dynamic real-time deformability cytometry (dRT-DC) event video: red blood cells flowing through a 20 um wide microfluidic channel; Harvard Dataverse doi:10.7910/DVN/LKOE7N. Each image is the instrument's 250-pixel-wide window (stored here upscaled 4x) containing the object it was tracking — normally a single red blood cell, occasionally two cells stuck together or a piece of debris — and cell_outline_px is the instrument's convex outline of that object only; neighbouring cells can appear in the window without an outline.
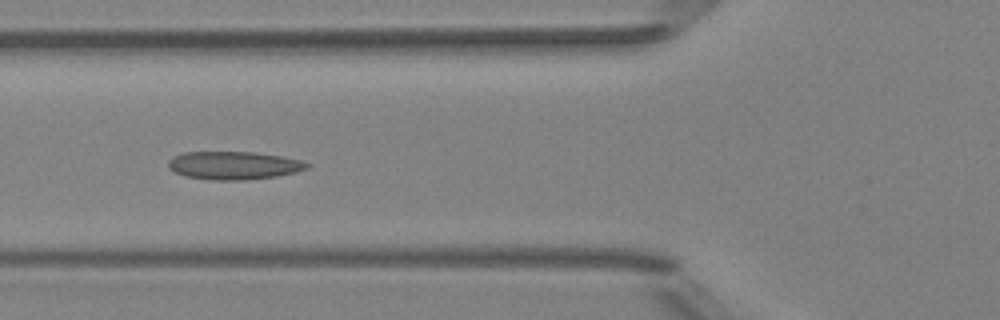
{"species": "Egyptian fruit bat (a non-hibernating species)", "species_latin": "Rousettus aegyptiacus", "temperature_condition": "room temperature", "stored_images_in_passage": 5, "camera_frame_rate_fps": 3000, "um_per_image_px": 0.085, "animal": {"sex": "female"}, "frame": {"image": 1, "passage_image": 5, "time_ms": 4.667, "image_size_px": [1000, 320], "cell_outline_px": [[312, 164], [308, 168], [296, 172], [276, 176], [244, 180], [212, 180], [184, 176], [168, 168], [168, 160], [184, 152], [256, 152], [280, 156], [300, 160]], "centroid_in_image_um": [19.88, 14.06], "position_along_channel_um": 105.9, "area_um2": 22.66}}